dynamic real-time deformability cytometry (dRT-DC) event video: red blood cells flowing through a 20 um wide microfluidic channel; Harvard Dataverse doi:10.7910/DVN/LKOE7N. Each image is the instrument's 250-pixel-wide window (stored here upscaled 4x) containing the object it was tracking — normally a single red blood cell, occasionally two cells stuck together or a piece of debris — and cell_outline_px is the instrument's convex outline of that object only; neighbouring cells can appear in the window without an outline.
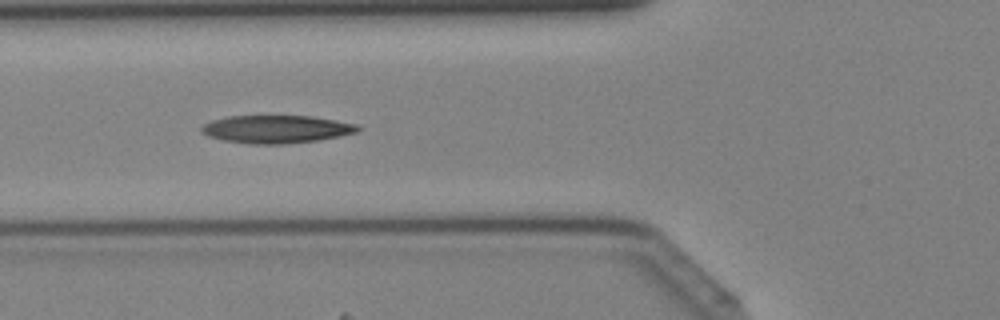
{"species": "Egyptian fruit bat (a non-hibernating species)", "species_latin": "Rousettus aegyptiacus", "temperature_condition": "cold", "stored_images_in_passage": 31, "camera_frame_rate_fps": 3000, "um_per_image_px": 0.085, "animal": {"sex": "female"}, "frame": {"image": 1, "passage_image": 8, "time_ms": 2.333, "image_size_px": [1000, 320], "cell_outline_px": [[360, 128], [356, 132], [316, 140], [284, 144], [252, 144], [224, 140], [208, 136], [200, 132], [200, 128], [204, 124], [212, 120], [228, 116], [312, 116], [356, 124]], "centroid_in_image_um": [23.42, 10.97], "position_along_channel_um": 102.4, "area_um2": 25.09}}
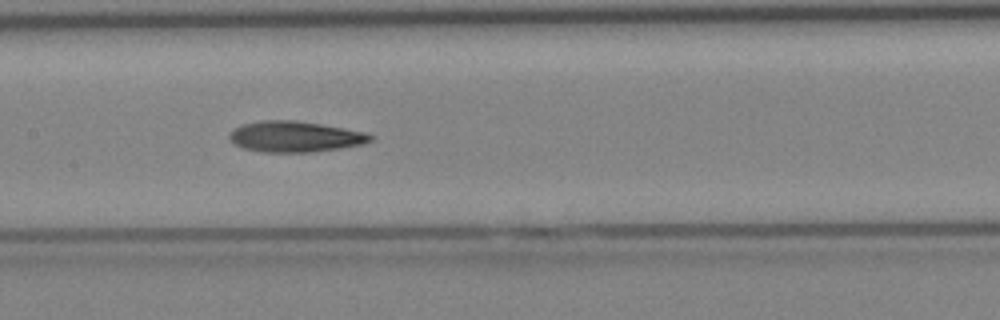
{"frame": {"image": 2, "passage_image": 13, "time_ms": 4.0, "image_size_px": [1000, 320], "cell_outline_px": [[376, 136], [372, 140], [364, 144], [340, 148], [312, 152], [264, 152], [244, 148], [236, 144], [228, 136], [232, 128], [240, 124], [260, 120], [296, 120], [344, 128], [364, 132]], "centroid_in_image_um": [25.07, 11.6], "position_along_channel_um": 182.3, "area_um2": 25.43}}
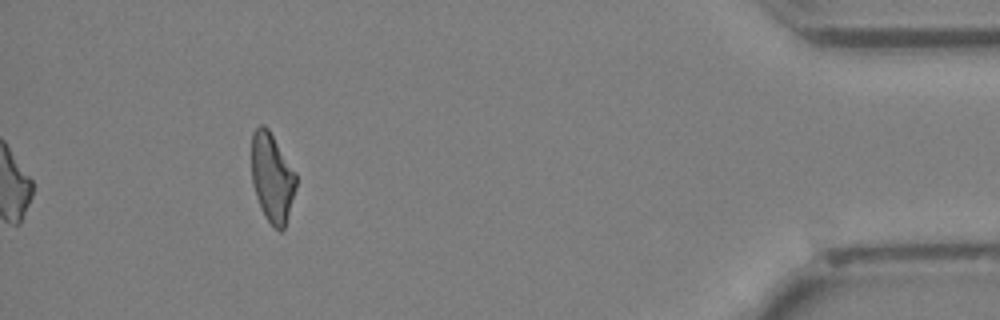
{"frame": {"image": 3, "passage_image": 31, "time_ms": 10.0, "image_size_px": [1000, 320], "cell_outline_px": [[296, 188], [284, 228], [280, 232], [264, 216], [256, 196], [252, 184], [252, 132], [260, 124], [264, 124], [268, 128], [296, 172]], "centroid_in_image_um": [23.12, 15.07], "position_along_channel_um": 412.1, "area_um2": 23.0}}